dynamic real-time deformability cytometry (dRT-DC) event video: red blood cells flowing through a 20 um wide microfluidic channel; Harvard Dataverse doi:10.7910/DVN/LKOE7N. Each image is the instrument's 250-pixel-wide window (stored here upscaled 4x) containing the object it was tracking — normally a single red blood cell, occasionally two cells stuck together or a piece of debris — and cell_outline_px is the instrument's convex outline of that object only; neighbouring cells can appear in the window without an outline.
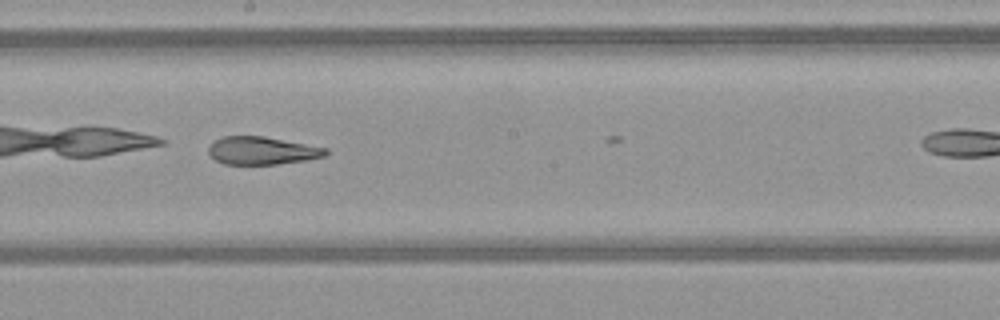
{"species": "common noctule bat (a hibernating species)", "species_latin": "Nyctalus noctula", "temperature_condition": "warm", "stored_images_in_passage": 9, "camera_frame_rate_fps": 3000, "um_per_image_px": 0.085, "animal": {"sex": "female", "body_mass_g": 21.9}, "frame": {"image": 1, "passage_image": 8, "time_ms": 2.333, "image_size_px": [1000, 320], "cell_outline_px": [[328, 152], [324, 156], [304, 160], [276, 164], [224, 164], [216, 160], [208, 152], [208, 148], [216, 140], [224, 136], [264, 136], [328, 148]], "centroid_in_image_um": [22.27, 12.8], "position_along_channel_um": 225.9, "area_um2": 18.79}}